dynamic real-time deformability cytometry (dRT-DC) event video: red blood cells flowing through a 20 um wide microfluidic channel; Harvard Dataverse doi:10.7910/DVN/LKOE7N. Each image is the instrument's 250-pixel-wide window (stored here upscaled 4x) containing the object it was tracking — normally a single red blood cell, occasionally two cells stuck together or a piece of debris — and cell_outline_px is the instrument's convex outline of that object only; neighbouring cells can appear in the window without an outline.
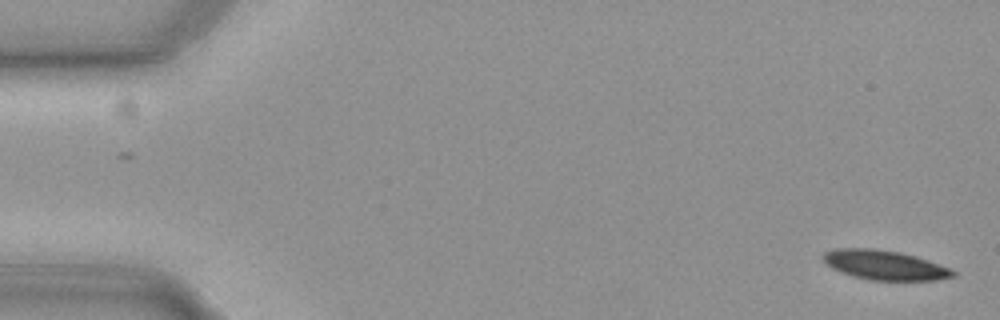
{"species": "common noctule bat (a hibernating species)", "species_latin": "Nyctalus noctula", "temperature_condition": "cold", "stored_images_in_passage": 57, "camera_frame_rate_fps": 3000, "um_per_image_px": 0.085, "animal": {"sex": "female", "body_mass_g": 19.3, "forearm_length_mm": 54.1}, "frame": {"image": 1, "passage_image": 1, "time_ms": 0.0, "image_size_px": [1000, 320], "cell_outline_px": [[956, 276], [936, 280], [868, 280], [852, 276], [840, 272], [832, 268], [820, 256], [824, 252], [836, 248], [876, 248], [900, 252], [916, 256], [952, 268], [956, 272]], "centroid_in_image_um": [75.2, 22.52], "position_along_channel_um": 9.8, "area_um2": 22.6}}
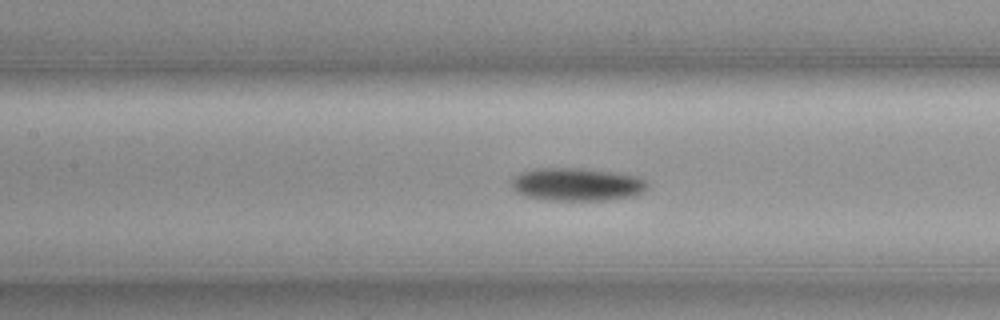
{"frame": {"image": 2, "passage_image": 25, "time_ms": 8.0, "image_size_px": [1000, 320], "cell_outline_px": [[648, 188], [644, 192], [632, 196], [612, 200], [552, 200], [528, 196], [516, 192], [512, 188], [512, 176], [520, 172], [536, 168], [584, 168], [612, 172], [636, 176], [644, 180], [648, 184]], "centroid_in_image_um": [49.04, 15.67], "position_along_channel_um": 158.4, "area_um2": 26.18}}
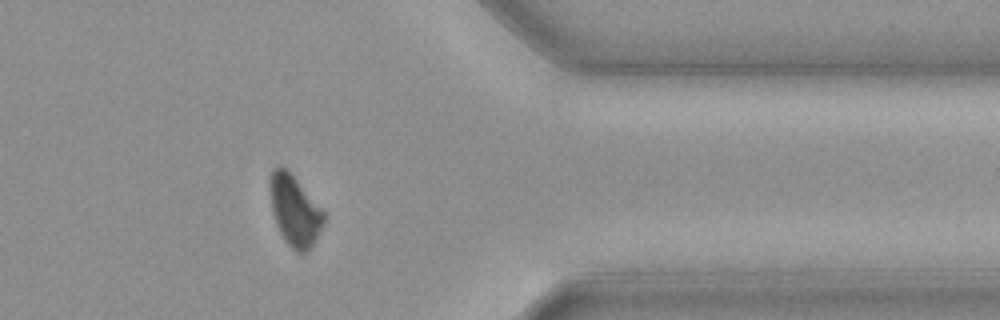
{"frame": {"image": 3, "passage_image": 45, "time_ms": 14.667, "image_size_px": [1000, 320], "cell_outline_px": [[324, 224], [308, 252], [296, 252], [284, 240], [276, 224], [272, 212], [268, 188], [268, 180], [272, 168], [284, 168], [296, 180], [324, 212]], "centroid_in_image_um": [25.0, 17.93], "position_along_channel_um": 386.4, "area_um2": 21.85}, "authors_computed_cell_mechanics": {"area_um2": 24.4494, "velocity_mm_per_s": 3.6809, "shape_relaxation_time_tau1_ms": 6.5034, "shape_relaxation_time_tau2_ms": null, "deformation_change_tau1": 0.1739, "deformation_change_tau2": null}}